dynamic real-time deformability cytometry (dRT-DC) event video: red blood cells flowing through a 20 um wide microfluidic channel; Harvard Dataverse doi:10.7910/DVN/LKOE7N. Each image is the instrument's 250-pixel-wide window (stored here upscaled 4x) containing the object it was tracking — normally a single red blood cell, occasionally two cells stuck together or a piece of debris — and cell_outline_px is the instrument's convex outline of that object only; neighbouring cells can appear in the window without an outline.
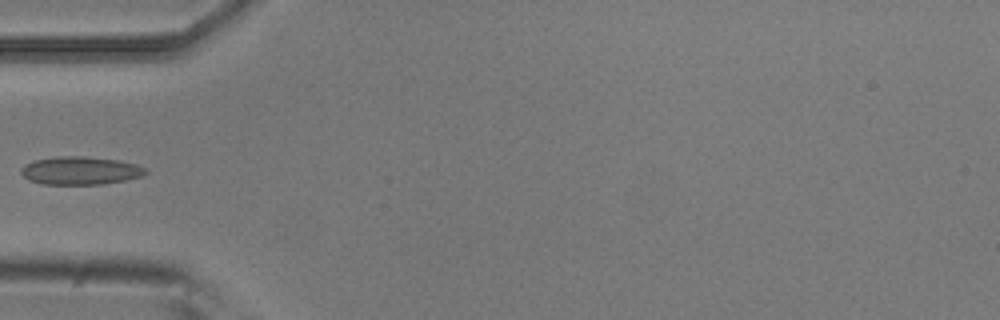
{"species": "common noctule bat (a hibernating species)", "species_latin": "Nyctalus noctula", "temperature_condition": "room temperature", "stored_images_in_passage": 5, "camera_frame_rate_fps": 3000, "um_per_image_px": 0.085, "animal": {"sex": "male", "body_mass_g": 20.5, "forearm_length_mm": 52.5}, "frame": {"image": 1, "passage_image": 5, "time_ms": 1.333, "image_size_px": [1000, 320], "cell_outline_px": [[148, 172], [144, 176], [124, 180], [100, 184], [44, 184], [28, 180], [20, 172], [20, 168], [24, 164], [36, 160], [56, 156], [84, 156], [120, 160], [136, 164], [144, 168]], "centroid_in_image_um": [6.82, 14.49], "position_along_channel_um": 78.2, "area_um2": 20.4}}